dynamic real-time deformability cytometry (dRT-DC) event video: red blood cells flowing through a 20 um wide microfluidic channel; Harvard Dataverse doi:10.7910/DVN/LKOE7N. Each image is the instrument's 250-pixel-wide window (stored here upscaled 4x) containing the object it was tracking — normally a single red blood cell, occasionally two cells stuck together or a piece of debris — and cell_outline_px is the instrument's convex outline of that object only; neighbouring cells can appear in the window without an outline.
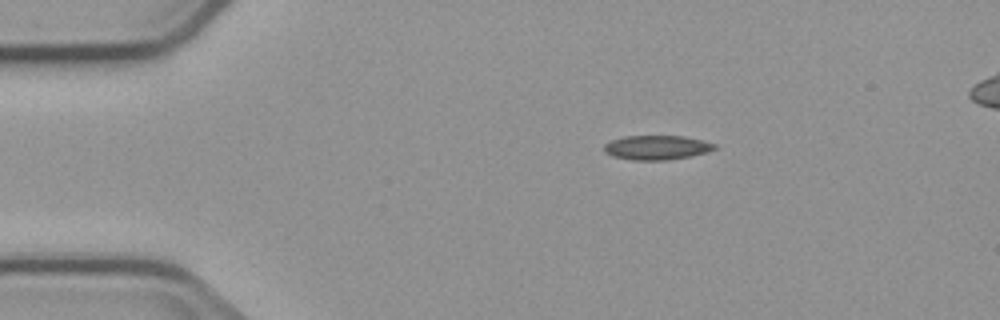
{"species": "common noctule bat (a hibernating species)", "species_latin": "Nyctalus noctula", "temperature_condition": "cold", "stored_images_in_passage": 3, "segment_of_instrument_passage": [1, 2], "camera_frame_rate_fps": 3000, "um_per_image_px": 0.085, "animal": {"sex": "male", "body_mass_g": 23.1, "forearm_length_mm": 52.7}, "frame": {"image": 1, "passage_image": 1, "time_ms": 0.0, "image_size_px": [1000, 320], "cell_outline_px": [[716, 148], [708, 152], [692, 156], [668, 160], [632, 160], [612, 156], [604, 152], [604, 144], [612, 140], [624, 136], [684, 136], [716, 144]], "centroid_in_image_um": [55.81, 12.55], "position_along_channel_um": 29.2, "area_um2": 15.72}}